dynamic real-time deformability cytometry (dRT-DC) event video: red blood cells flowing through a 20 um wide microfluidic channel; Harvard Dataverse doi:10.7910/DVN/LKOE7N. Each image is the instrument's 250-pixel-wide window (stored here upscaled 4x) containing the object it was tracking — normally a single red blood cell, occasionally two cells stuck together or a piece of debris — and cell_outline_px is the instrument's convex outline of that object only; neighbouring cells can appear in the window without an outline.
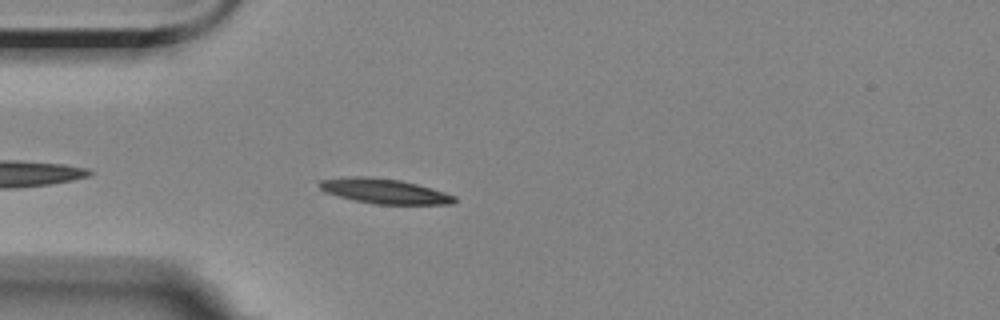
{"species": "Egyptian fruit bat (a non-hibernating species)", "species_latin": "Rousettus aegyptiacus", "temperature_condition": "room temperature", "stored_images_in_passage": 4, "camera_frame_rate_fps": 3000, "um_per_image_px": 0.085, "animal": {"sex": "female"}, "frame": {"image": 1, "passage_image": 4, "time_ms": 4.333, "image_size_px": [1000, 320], "cell_outline_px": [[456, 200], [452, 204], [376, 204], [356, 200], [324, 192], [316, 184], [320, 180], [352, 176], [368, 176], [400, 180], [432, 188], [456, 196]], "centroid_in_image_um": [32.66, 16.24], "position_along_channel_um": 52.3, "area_um2": 19.48}}